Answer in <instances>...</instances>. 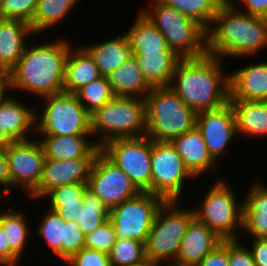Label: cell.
<instances>
[{
  "label": "cell",
  "mask_w": 267,
  "mask_h": 266,
  "mask_svg": "<svg viewBox=\"0 0 267 266\" xmlns=\"http://www.w3.org/2000/svg\"><path fill=\"white\" fill-rule=\"evenodd\" d=\"M265 45L267 18L240 10L236 0H225L207 30V54L222 60L252 57Z\"/></svg>",
  "instance_id": "6da1fadb"
},
{
  "label": "cell",
  "mask_w": 267,
  "mask_h": 266,
  "mask_svg": "<svg viewBox=\"0 0 267 266\" xmlns=\"http://www.w3.org/2000/svg\"><path fill=\"white\" fill-rule=\"evenodd\" d=\"M222 62L209 54L181 59L169 87L196 113L218 109L230 98L229 74Z\"/></svg>",
  "instance_id": "7a4b0ae2"
},
{
  "label": "cell",
  "mask_w": 267,
  "mask_h": 266,
  "mask_svg": "<svg viewBox=\"0 0 267 266\" xmlns=\"http://www.w3.org/2000/svg\"><path fill=\"white\" fill-rule=\"evenodd\" d=\"M71 46L66 38L35 46L27 44L17 65L9 72L10 90L30 92L40 98L63 92Z\"/></svg>",
  "instance_id": "3957f363"
},
{
  "label": "cell",
  "mask_w": 267,
  "mask_h": 266,
  "mask_svg": "<svg viewBox=\"0 0 267 266\" xmlns=\"http://www.w3.org/2000/svg\"><path fill=\"white\" fill-rule=\"evenodd\" d=\"M146 136L170 142L196 127L197 113L170 87H155L145 96Z\"/></svg>",
  "instance_id": "277c9868"
},
{
  "label": "cell",
  "mask_w": 267,
  "mask_h": 266,
  "mask_svg": "<svg viewBox=\"0 0 267 266\" xmlns=\"http://www.w3.org/2000/svg\"><path fill=\"white\" fill-rule=\"evenodd\" d=\"M148 1L149 10L144 8L141 12L163 34L168 46L179 57L199 58L207 54V31L200 24L159 0Z\"/></svg>",
  "instance_id": "5b68a950"
},
{
  "label": "cell",
  "mask_w": 267,
  "mask_h": 266,
  "mask_svg": "<svg viewBox=\"0 0 267 266\" xmlns=\"http://www.w3.org/2000/svg\"><path fill=\"white\" fill-rule=\"evenodd\" d=\"M146 129L145 99L114 96L91 114L92 136H101L95 141L99 148L114 139L146 136Z\"/></svg>",
  "instance_id": "8992f818"
},
{
  "label": "cell",
  "mask_w": 267,
  "mask_h": 266,
  "mask_svg": "<svg viewBox=\"0 0 267 266\" xmlns=\"http://www.w3.org/2000/svg\"><path fill=\"white\" fill-rule=\"evenodd\" d=\"M194 218L193 207L183 209L178 206V200L164 201L157 211L145 243L146 257L159 265L163 261L168 262V266L172 265Z\"/></svg>",
  "instance_id": "52a82bcc"
},
{
  "label": "cell",
  "mask_w": 267,
  "mask_h": 266,
  "mask_svg": "<svg viewBox=\"0 0 267 266\" xmlns=\"http://www.w3.org/2000/svg\"><path fill=\"white\" fill-rule=\"evenodd\" d=\"M41 99H44L45 107L41 110L43 112L40 111L41 116L39 112H35L36 136H92L91 115L79 102L76 94L63 91Z\"/></svg>",
  "instance_id": "ba28073f"
},
{
  "label": "cell",
  "mask_w": 267,
  "mask_h": 266,
  "mask_svg": "<svg viewBox=\"0 0 267 266\" xmlns=\"http://www.w3.org/2000/svg\"><path fill=\"white\" fill-rule=\"evenodd\" d=\"M226 182L217 179L204 195L202 204L193 210L195 218L222 240L238 239L236 232L243 228V202L238 203V197Z\"/></svg>",
  "instance_id": "9c48e42d"
},
{
  "label": "cell",
  "mask_w": 267,
  "mask_h": 266,
  "mask_svg": "<svg viewBox=\"0 0 267 266\" xmlns=\"http://www.w3.org/2000/svg\"><path fill=\"white\" fill-rule=\"evenodd\" d=\"M100 151L120 168L140 192L151 193L152 140L148 136L114 139Z\"/></svg>",
  "instance_id": "30bf717a"
},
{
  "label": "cell",
  "mask_w": 267,
  "mask_h": 266,
  "mask_svg": "<svg viewBox=\"0 0 267 266\" xmlns=\"http://www.w3.org/2000/svg\"><path fill=\"white\" fill-rule=\"evenodd\" d=\"M164 201L161 196L140 192L110 209L109 220L116 240L131 238L146 243L154 218Z\"/></svg>",
  "instance_id": "8fae6325"
},
{
  "label": "cell",
  "mask_w": 267,
  "mask_h": 266,
  "mask_svg": "<svg viewBox=\"0 0 267 266\" xmlns=\"http://www.w3.org/2000/svg\"><path fill=\"white\" fill-rule=\"evenodd\" d=\"M195 178L171 142L152 141L151 193L165 201L179 200L186 179Z\"/></svg>",
  "instance_id": "7c38bea8"
},
{
  "label": "cell",
  "mask_w": 267,
  "mask_h": 266,
  "mask_svg": "<svg viewBox=\"0 0 267 266\" xmlns=\"http://www.w3.org/2000/svg\"><path fill=\"white\" fill-rule=\"evenodd\" d=\"M90 189L110 210L140 191L131 179L101 151L95 156L88 177Z\"/></svg>",
  "instance_id": "4fadbf2b"
},
{
  "label": "cell",
  "mask_w": 267,
  "mask_h": 266,
  "mask_svg": "<svg viewBox=\"0 0 267 266\" xmlns=\"http://www.w3.org/2000/svg\"><path fill=\"white\" fill-rule=\"evenodd\" d=\"M36 139L15 141L6 146L11 188L19 186L27 192V197L39 186L45 160L44 149L38 137Z\"/></svg>",
  "instance_id": "5bb4252c"
},
{
  "label": "cell",
  "mask_w": 267,
  "mask_h": 266,
  "mask_svg": "<svg viewBox=\"0 0 267 266\" xmlns=\"http://www.w3.org/2000/svg\"><path fill=\"white\" fill-rule=\"evenodd\" d=\"M45 213L38 224V234L42 236L51 252L66 262L73 254L84 248L85 235L77 222L65 221L50 209Z\"/></svg>",
  "instance_id": "9a60e30c"
},
{
  "label": "cell",
  "mask_w": 267,
  "mask_h": 266,
  "mask_svg": "<svg viewBox=\"0 0 267 266\" xmlns=\"http://www.w3.org/2000/svg\"><path fill=\"white\" fill-rule=\"evenodd\" d=\"M196 128L201 132L209 153L219 163V157L227 144L238 135L235 113L230 102L218 109L197 113Z\"/></svg>",
  "instance_id": "2e32d148"
},
{
  "label": "cell",
  "mask_w": 267,
  "mask_h": 266,
  "mask_svg": "<svg viewBox=\"0 0 267 266\" xmlns=\"http://www.w3.org/2000/svg\"><path fill=\"white\" fill-rule=\"evenodd\" d=\"M94 159L56 160L45 158L39 186L29 195L31 200L43 199L50 190L57 187L87 183Z\"/></svg>",
  "instance_id": "e0dca14e"
},
{
  "label": "cell",
  "mask_w": 267,
  "mask_h": 266,
  "mask_svg": "<svg viewBox=\"0 0 267 266\" xmlns=\"http://www.w3.org/2000/svg\"><path fill=\"white\" fill-rule=\"evenodd\" d=\"M222 241L211 228L194 218L187 228L172 266H196Z\"/></svg>",
  "instance_id": "ac0fdd59"
},
{
  "label": "cell",
  "mask_w": 267,
  "mask_h": 266,
  "mask_svg": "<svg viewBox=\"0 0 267 266\" xmlns=\"http://www.w3.org/2000/svg\"><path fill=\"white\" fill-rule=\"evenodd\" d=\"M229 100L267 101V62L241 67L229 73Z\"/></svg>",
  "instance_id": "d6986e66"
},
{
  "label": "cell",
  "mask_w": 267,
  "mask_h": 266,
  "mask_svg": "<svg viewBox=\"0 0 267 266\" xmlns=\"http://www.w3.org/2000/svg\"><path fill=\"white\" fill-rule=\"evenodd\" d=\"M43 136V137H42ZM89 135H41L45 158L56 160L94 159L100 148ZM88 138V139H87Z\"/></svg>",
  "instance_id": "ffe728a7"
},
{
  "label": "cell",
  "mask_w": 267,
  "mask_h": 266,
  "mask_svg": "<svg viewBox=\"0 0 267 266\" xmlns=\"http://www.w3.org/2000/svg\"><path fill=\"white\" fill-rule=\"evenodd\" d=\"M170 142L194 177H199L209 169L212 171L215 169L214 166H216L217 161L209 153L203 136L196 127L173 138Z\"/></svg>",
  "instance_id": "44dd1931"
},
{
  "label": "cell",
  "mask_w": 267,
  "mask_h": 266,
  "mask_svg": "<svg viewBox=\"0 0 267 266\" xmlns=\"http://www.w3.org/2000/svg\"><path fill=\"white\" fill-rule=\"evenodd\" d=\"M30 108L11 96L0 104V128L13 142L33 139L29 135L35 133L36 110Z\"/></svg>",
  "instance_id": "7402d4cb"
},
{
  "label": "cell",
  "mask_w": 267,
  "mask_h": 266,
  "mask_svg": "<svg viewBox=\"0 0 267 266\" xmlns=\"http://www.w3.org/2000/svg\"><path fill=\"white\" fill-rule=\"evenodd\" d=\"M34 35L30 25L19 20L4 19L0 24V71L10 72L27 45V36ZM26 42V43H25Z\"/></svg>",
  "instance_id": "603a6c76"
},
{
  "label": "cell",
  "mask_w": 267,
  "mask_h": 266,
  "mask_svg": "<svg viewBox=\"0 0 267 266\" xmlns=\"http://www.w3.org/2000/svg\"><path fill=\"white\" fill-rule=\"evenodd\" d=\"M0 212V226L6 237V266H18L31 233L26 214L21 210Z\"/></svg>",
  "instance_id": "cb8c5ba5"
},
{
  "label": "cell",
  "mask_w": 267,
  "mask_h": 266,
  "mask_svg": "<svg viewBox=\"0 0 267 266\" xmlns=\"http://www.w3.org/2000/svg\"><path fill=\"white\" fill-rule=\"evenodd\" d=\"M243 201V228L250 237L267 238V187L254 182Z\"/></svg>",
  "instance_id": "d4e9b609"
},
{
  "label": "cell",
  "mask_w": 267,
  "mask_h": 266,
  "mask_svg": "<svg viewBox=\"0 0 267 266\" xmlns=\"http://www.w3.org/2000/svg\"><path fill=\"white\" fill-rule=\"evenodd\" d=\"M82 47L94 59L101 76L104 77L109 76L115 69L122 66L127 59L133 56L125 33L109 40L100 41L97 44L94 43V45Z\"/></svg>",
  "instance_id": "484cf974"
},
{
  "label": "cell",
  "mask_w": 267,
  "mask_h": 266,
  "mask_svg": "<svg viewBox=\"0 0 267 266\" xmlns=\"http://www.w3.org/2000/svg\"><path fill=\"white\" fill-rule=\"evenodd\" d=\"M140 72L152 87H169L176 65L181 61L175 52H146L133 54Z\"/></svg>",
  "instance_id": "4316f807"
},
{
  "label": "cell",
  "mask_w": 267,
  "mask_h": 266,
  "mask_svg": "<svg viewBox=\"0 0 267 266\" xmlns=\"http://www.w3.org/2000/svg\"><path fill=\"white\" fill-rule=\"evenodd\" d=\"M100 77L99 69L90 54L82 46H71L66 61L64 92L75 94Z\"/></svg>",
  "instance_id": "83f0119b"
},
{
  "label": "cell",
  "mask_w": 267,
  "mask_h": 266,
  "mask_svg": "<svg viewBox=\"0 0 267 266\" xmlns=\"http://www.w3.org/2000/svg\"><path fill=\"white\" fill-rule=\"evenodd\" d=\"M134 23L125 33L132 54L146 52H174L167 44L163 34L141 12L137 14Z\"/></svg>",
  "instance_id": "f1b7e54d"
},
{
  "label": "cell",
  "mask_w": 267,
  "mask_h": 266,
  "mask_svg": "<svg viewBox=\"0 0 267 266\" xmlns=\"http://www.w3.org/2000/svg\"><path fill=\"white\" fill-rule=\"evenodd\" d=\"M235 113L237 134L267 136V101L229 100Z\"/></svg>",
  "instance_id": "f546056e"
},
{
  "label": "cell",
  "mask_w": 267,
  "mask_h": 266,
  "mask_svg": "<svg viewBox=\"0 0 267 266\" xmlns=\"http://www.w3.org/2000/svg\"><path fill=\"white\" fill-rule=\"evenodd\" d=\"M107 78L115 96L144 99L152 89L140 72L138 62L134 56L127 59L122 66L115 69Z\"/></svg>",
  "instance_id": "4dcf8cb0"
},
{
  "label": "cell",
  "mask_w": 267,
  "mask_h": 266,
  "mask_svg": "<svg viewBox=\"0 0 267 266\" xmlns=\"http://www.w3.org/2000/svg\"><path fill=\"white\" fill-rule=\"evenodd\" d=\"M80 0H38L33 22V34H39L65 21Z\"/></svg>",
  "instance_id": "1f68e13d"
},
{
  "label": "cell",
  "mask_w": 267,
  "mask_h": 266,
  "mask_svg": "<svg viewBox=\"0 0 267 266\" xmlns=\"http://www.w3.org/2000/svg\"><path fill=\"white\" fill-rule=\"evenodd\" d=\"M160 2L174 7L188 18L196 21L206 31L211 26L218 13L220 5L225 0H159Z\"/></svg>",
  "instance_id": "d6a6232c"
},
{
  "label": "cell",
  "mask_w": 267,
  "mask_h": 266,
  "mask_svg": "<svg viewBox=\"0 0 267 266\" xmlns=\"http://www.w3.org/2000/svg\"><path fill=\"white\" fill-rule=\"evenodd\" d=\"M110 210L90 190L86 189L83 194V209H80L78 224L83 234L93 232L109 219Z\"/></svg>",
  "instance_id": "836d02e7"
},
{
  "label": "cell",
  "mask_w": 267,
  "mask_h": 266,
  "mask_svg": "<svg viewBox=\"0 0 267 266\" xmlns=\"http://www.w3.org/2000/svg\"><path fill=\"white\" fill-rule=\"evenodd\" d=\"M75 94L90 115L115 96L111 90L108 78L104 76L83 86Z\"/></svg>",
  "instance_id": "e575fe53"
},
{
  "label": "cell",
  "mask_w": 267,
  "mask_h": 266,
  "mask_svg": "<svg viewBox=\"0 0 267 266\" xmlns=\"http://www.w3.org/2000/svg\"><path fill=\"white\" fill-rule=\"evenodd\" d=\"M146 258L145 242L131 238L116 240L109 253L111 266H130Z\"/></svg>",
  "instance_id": "d590c367"
},
{
  "label": "cell",
  "mask_w": 267,
  "mask_h": 266,
  "mask_svg": "<svg viewBox=\"0 0 267 266\" xmlns=\"http://www.w3.org/2000/svg\"><path fill=\"white\" fill-rule=\"evenodd\" d=\"M87 188V183L67 184L48 191L43 199L47 197L48 207L83 205V194Z\"/></svg>",
  "instance_id": "8d00e7d4"
},
{
  "label": "cell",
  "mask_w": 267,
  "mask_h": 266,
  "mask_svg": "<svg viewBox=\"0 0 267 266\" xmlns=\"http://www.w3.org/2000/svg\"><path fill=\"white\" fill-rule=\"evenodd\" d=\"M38 0H4L0 12L7 20H19L30 25L33 22Z\"/></svg>",
  "instance_id": "74e56055"
},
{
  "label": "cell",
  "mask_w": 267,
  "mask_h": 266,
  "mask_svg": "<svg viewBox=\"0 0 267 266\" xmlns=\"http://www.w3.org/2000/svg\"><path fill=\"white\" fill-rule=\"evenodd\" d=\"M116 242L113 224L108 219L105 223L85 236L84 247L110 253Z\"/></svg>",
  "instance_id": "f35d334b"
},
{
  "label": "cell",
  "mask_w": 267,
  "mask_h": 266,
  "mask_svg": "<svg viewBox=\"0 0 267 266\" xmlns=\"http://www.w3.org/2000/svg\"><path fill=\"white\" fill-rule=\"evenodd\" d=\"M67 266H111L109 254L90 248H82L66 262Z\"/></svg>",
  "instance_id": "ab89813d"
},
{
  "label": "cell",
  "mask_w": 267,
  "mask_h": 266,
  "mask_svg": "<svg viewBox=\"0 0 267 266\" xmlns=\"http://www.w3.org/2000/svg\"><path fill=\"white\" fill-rule=\"evenodd\" d=\"M228 260L229 266H255L251 250L238 239L228 240Z\"/></svg>",
  "instance_id": "60d3db41"
},
{
  "label": "cell",
  "mask_w": 267,
  "mask_h": 266,
  "mask_svg": "<svg viewBox=\"0 0 267 266\" xmlns=\"http://www.w3.org/2000/svg\"><path fill=\"white\" fill-rule=\"evenodd\" d=\"M196 266H229L228 240H223L212 252H209Z\"/></svg>",
  "instance_id": "b9f144b4"
},
{
  "label": "cell",
  "mask_w": 267,
  "mask_h": 266,
  "mask_svg": "<svg viewBox=\"0 0 267 266\" xmlns=\"http://www.w3.org/2000/svg\"><path fill=\"white\" fill-rule=\"evenodd\" d=\"M0 186L2 193H0V198L11 193V174L9 170V164L6 160V147H0Z\"/></svg>",
  "instance_id": "7bdbcfd3"
},
{
  "label": "cell",
  "mask_w": 267,
  "mask_h": 266,
  "mask_svg": "<svg viewBox=\"0 0 267 266\" xmlns=\"http://www.w3.org/2000/svg\"><path fill=\"white\" fill-rule=\"evenodd\" d=\"M249 249L253 255L255 266H267V238L253 237Z\"/></svg>",
  "instance_id": "ee69618b"
},
{
  "label": "cell",
  "mask_w": 267,
  "mask_h": 266,
  "mask_svg": "<svg viewBox=\"0 0 267 266\" xmlns=\"http://www.w3.org/2000/svg\"><path fill=\"white\" fill-rule=\"evenodd\" d=\"M239 3V5H238ZM244 5L240 10L255 16L267 18V0H237L238 7Z\"/></svg>",
  "instance_id": "f6af8a7d"
},
{
  "label": "cell",
  "mask_w": 267,
  "mask_h": 266,
  "mask_svg": "<svg viewBox=\"0 0 267 266\" xmlns=\"http://www.w3.org/2000/svg\"><path fill=\"white\" fill-rule=\"evenodd\" d=\"M48 209L58 213L65 221H72L78 223L80 209H83V205L49 207Z\"/></svg>",
  "instance_id": "bcb514c9"
},
{
  "label": "cell",
  "mask_w": 267,
  "mask_h": 266,
  "mask_svg": "<svg viewBox=\"0 0 267 266\" xmlns=\"http://www.w3.org/2000/svg\"><path fill=\"white\" fill-rule=\"evenodd\" d=\"M9 89H11L9 73L0 71V104L9 97L6 93Z\"/></svg>",
  "instance_id": "7dc6e473"
},
{
  "label": "cell",
  "mask_w": 267,
  "mask_h": 266,
  "mask_svg": "<svg viewBox=\"0 0 267 266\" xmlns=\"http://www.w3.org/2000/svg\"><path fill=\"white\" fill-rule=\"evenodd\" d=\"M6 266V237L0 226V266Z\"/></svg>",
  "instance_id": "c3c4849f"
},
{
  "label": "cell",
  "mask_w": 267,
  "mask_h": 266,
  "mask_svg": "<svg viewBox=\"0 0 267 266\" xmlns=\"http://www.w3.org/2000/svg\"><path fill=\"white\" fill-rule=\"evenodd\" d=\"M13 142L0 128V147H6L9 143Z\"/></svg>",
  "instance_id": "681fc988"
},
{
  "label": "cell",
  "mask_w": 267,
  "mask_h": 266,
  "mask_svg": "<svg viewBox=\"0 0 267 266\" xmlns=\"http://www.w3.org/2000/svg\"><path fill=\"white\" fill-rule=\"evenodd\" d=\"M130 266H161L153 261H151L150 259L146 258L145 260L136 263V264H132Z\"/></svg>",
  "instance_id": "f907efd6"
},
{
  "label": "cell",
  "mask_w": 267,
  "mask_h": 266,
  "mask_svg": "<svg viewBox=\"0 0 267 266\" xmlns=\"http://www.w3.org/2000/svg\"><path fill=\"white\" fill-rule=\"evenodd\" d=\"M5 18L3 17L2 13L0 12V24L2 23V21L4 20Z\"/></svg>",
  "instance_id": "816d5d0a"
}]
</instances>
